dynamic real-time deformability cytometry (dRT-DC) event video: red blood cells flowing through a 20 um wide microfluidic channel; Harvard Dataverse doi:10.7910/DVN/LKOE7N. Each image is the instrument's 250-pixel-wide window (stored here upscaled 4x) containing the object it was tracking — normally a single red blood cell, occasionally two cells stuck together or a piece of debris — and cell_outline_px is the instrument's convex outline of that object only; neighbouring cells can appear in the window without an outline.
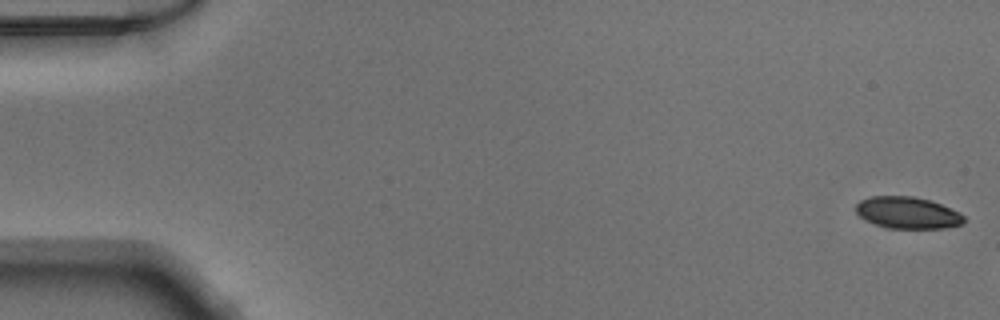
{"species": "Egyptian fruit bat (a non-hibernating species)", "species_latin": "Rousettus aegyptiacus", "temperature_condition": "warm", "stored_images_in_passage": 7, "camera_frame_rate_fps": 3000, "um_per_image_px": 0.085, "animal": {"sex": "male"}, "frame": {"image": 1, "passage_image": 1, "time_ms": 0.0, "image_size_px": [1000, 320], "cell_outline_px": [[964, 220], [960, 224], [944, 228], [888, 228], [876, 224], [860, 216], [856, 212], [856, 204], [860, 200], [872, 196], [912, 196], [928, 200], [940, 204], [960, 212], [964, 216]], "centroid_in_image_um": [77.13, 18.08], "position_along_channel_um": 7.9, "area_um2": 19.71}}